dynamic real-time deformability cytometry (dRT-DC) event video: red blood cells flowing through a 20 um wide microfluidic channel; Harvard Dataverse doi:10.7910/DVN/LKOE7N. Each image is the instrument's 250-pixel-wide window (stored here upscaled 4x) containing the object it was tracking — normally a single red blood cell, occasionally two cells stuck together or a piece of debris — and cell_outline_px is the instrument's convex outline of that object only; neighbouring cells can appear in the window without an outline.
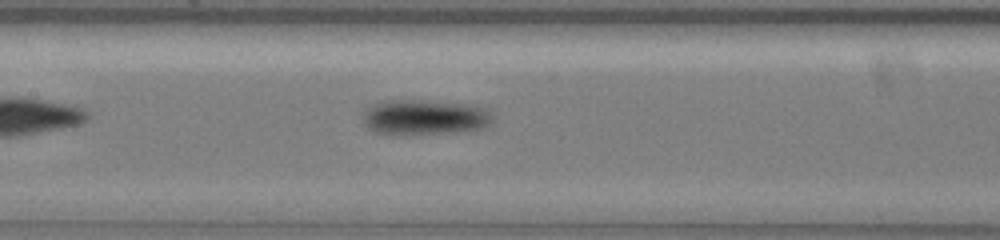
{"species": "common noctule bat (a hibernating species)", "species_latin": "Nyctalus noctula", "temperature_condition": "warm", "stored_images_in_passage": 38, "camera_frame_rate_fps": 3000, "um_per_image_px": 0.085, "animal": {"sex": "female", "body_mass_g": 19.5, "forearm_length_mm": 54.1}, "frame": {"image": 1, "passage_image": 12, "time_ms": 3.667, "image_size_px": [1000, 240], "cell_outline_px": [[488, 124], [480, 128], [456, 132], [376, 132], [368, 128], [364, 120], [364, 116], [376, 104], [388, 100], [420, 100], [464, 104], [480, 108], [488, 112]], "centroid_in_image_um": [36.07, 9.94], "position_along_channel_um": 171.3, "area_um2": 24.68}}
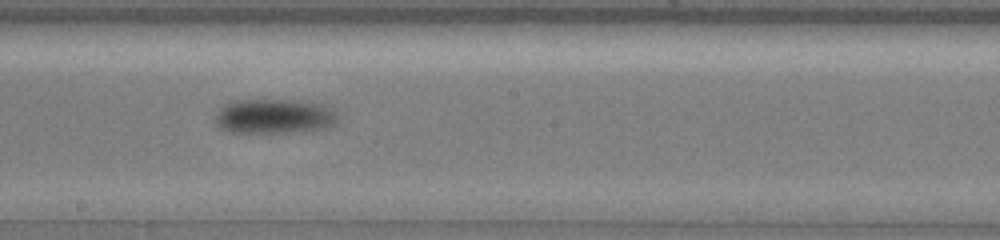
{"frame": {"image": 2, "passage_image": 17, "time_ms": 5.333, "image_size_px": [1000, 240], "cell_outline_px": [[336, 120], [328, 128], [288, 132], [232, 132], [216, 124], [216, 116], [220, 108], [236, 100], [292, 100], [324, 104], [336, 116]], "centroid_in_image_um": [23.3, 9.88], "position_along_channel_um": 224.9, "area_um2": 24.1}}